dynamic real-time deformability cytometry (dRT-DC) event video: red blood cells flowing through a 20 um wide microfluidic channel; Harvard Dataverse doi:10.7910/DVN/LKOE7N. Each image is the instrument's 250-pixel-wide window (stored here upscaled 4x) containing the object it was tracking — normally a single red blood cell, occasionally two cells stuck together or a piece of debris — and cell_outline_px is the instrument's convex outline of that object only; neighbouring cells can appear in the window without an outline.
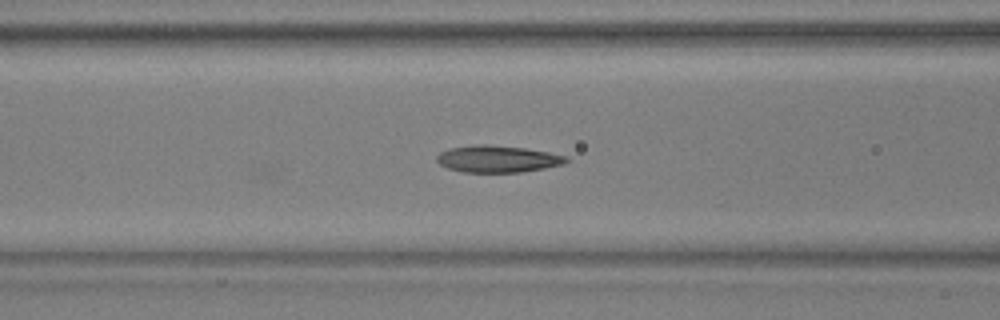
{"species": "common noctule bat (a hibernating species)", "species_latin": "Nyctalus noctula", "temperature_condition": "warm", "stored_images_in_passage": 34, "camera_frame_rate_fps": 3000, "um_per_image_px": 0.085, "animal": {"sex": "male", "body_mass_g": 17.9, "forearm_length_mm": 54.2}, "frame": {"image": 1, "passage_image": 8, "time_ms": 2.333, "image_size_px": [1000, 320], "cell_outline_px": [[568, 160], [564, 164], [544, 168], [520, 172], [464, 172], [448, 168], [440, 164], [436, 160], [436, 156], [440, 152], [448, 148], [476, 144], [488, 144], [524, 148], [548, 152], [568, 156]], "centroid_in_image_um": [42.28, 13.5], "position_along_channel_um": 124.3, "area_um2": 20.29}}
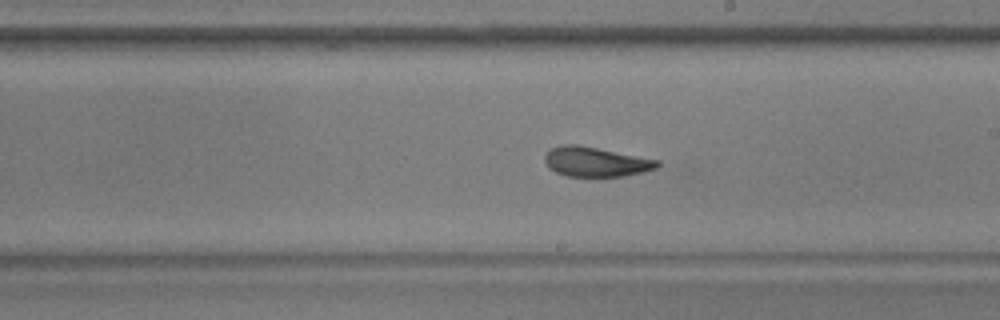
{"frame": {"image": 2, "passage_image": 17, "time_ms": 5.333, "image_size_px": [1000, 320], "cell_outline_px": [[660, 164], [656, 168], [644, 172], [624, 176], [568, 176], [556, 172], [548, 168], [544, 160], [544, 156], [552, 148], [560, 144], [576, 144], [660, 160]], "centroid_in_image_um": [50.63, 13.75], "position_along_channel_um": 238.4, "area_um2": 19.42}}
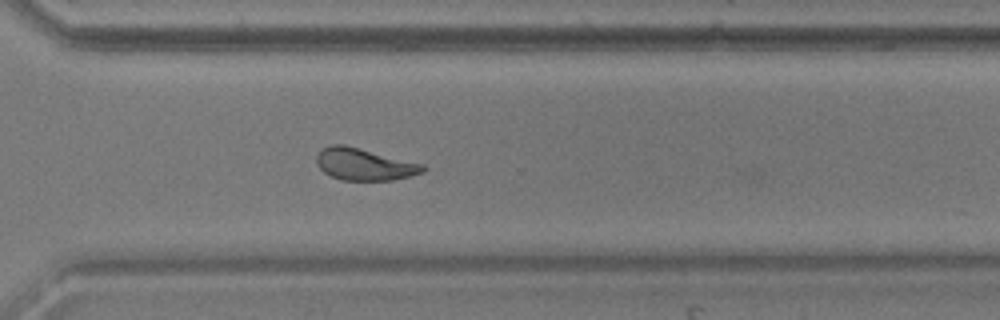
{"frame": {"image": 3, "passage_image": 25, "time_ms": 8.0, "image_size_px": [1000, 320], "cell_outline_px": [[428, 168], [424, 172], [392, 180], [344, 180], [332, 176], [324, 172], [316, 164], [316, 156], [324, 148], [332, 144], [344, 144], [424, 164]], "centroid_in_image_um": [30.99, 13.96], "position_along_channel_um": 339.6, "area_um2": 19.71}, "authors_computed_cell_mechanics": {"area_um2": 20.23, "velocity_mm_per_s": 3.8067, "shape_relaxation_time_tau1_ms": 9.4812, "shape_relaxation_time_tau2_ms": 1.7091, "deformation_change_tau1": 0.2287, "deformation_change_tau2": 0.0851}}